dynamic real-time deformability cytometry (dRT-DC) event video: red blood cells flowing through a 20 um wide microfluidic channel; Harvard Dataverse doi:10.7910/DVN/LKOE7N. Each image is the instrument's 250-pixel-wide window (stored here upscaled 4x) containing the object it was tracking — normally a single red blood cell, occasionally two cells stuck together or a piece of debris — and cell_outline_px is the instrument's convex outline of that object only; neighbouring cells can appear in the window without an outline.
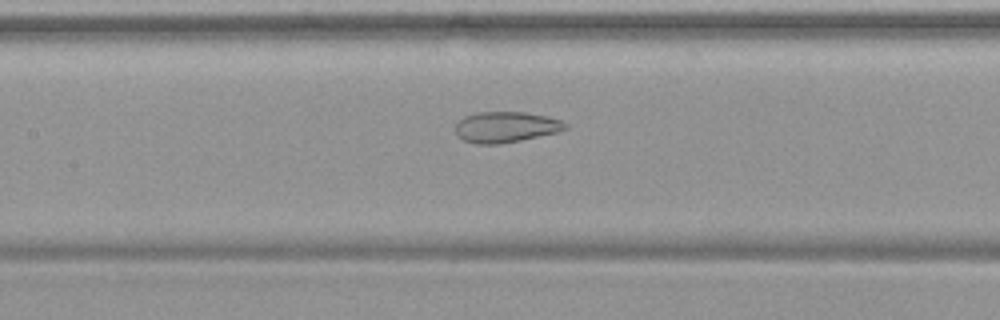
{"species": "common noctule bat (a hibernating species)", "species_latin": "Nyctalus noctula", "temperature_condition": "warm", "stored_images_in_passage": 49, "camera_frame_rate_fps": 3000, "um_per_image_px": 0.085, "animal": {"sex": "female", "body_mass_g": 19.9}, "frame": {"image": 1, "passage_image": 21, "time_ms": 6.667, "image_size_px": [1000, 320], "cell_outline_px": [[568, 128], [560, 132], [500, 144], [476, 144], [464, 140], [456, 136], [456, 124], [464, 116], [476, 112], [524, 112], [548, 116], [560, 120], [568, 124]], "centroid_in_image_um": [43.01, 10.8], "position_along_channel_um": 164.4, "area_um2": 19.88}}
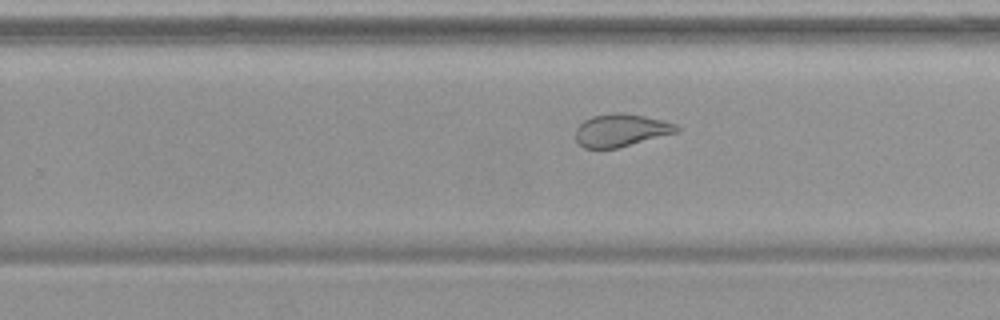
{"frame": {"image": 2, "passage_image": 30, "time_ms": 9.667, "image_size_px": [1000, 320], "cell_outline_px": [[680, 128], [676, 132], [616, 148], [584, 148], [576, 140], [576, 128], [584, 120], [592, 116], [616, 112], [620, 112], [644, 116], [664, 120], [676, 124]], "centroid_in_image_um": [52.76, 11.06], "position_along_channel_um": 277.0, "area_um2": 18.96}}
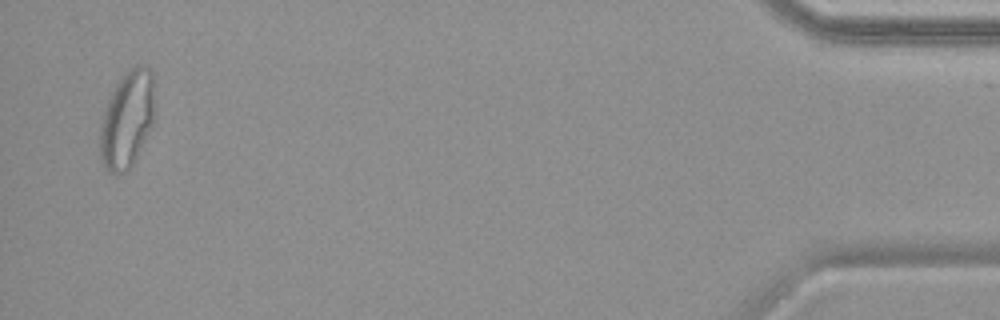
{"frame": {"image": 3, "passage_image": 48, "time_ms": 15.667, "image_size_px": [1000, 320], "cell_outline_px": [[156, 116], [132, 164], [124, 172], [108, 172], [104, 168], [100, 160], [100, 124], [104, 108], [116, 84], [124, 72], [128, 68], [136, 64], [144, 64], [152, 68], [156, 108]], "centroid_in_image_um": [10.82, 10.06], "position_along_channel_um": 424.4, "area_um2": 31.44}, "authors_computed_cell_mechanics": {"area_um2": 25.6054, "velocity_mm_per_s": 3.7816, "shape_relaxation_time_tau1_ms": null, "shape_relaxation_time_tau2_ms": 1.7167, "deformation_change_tau1": null, "deformation_change_tau2": 0.0925}}